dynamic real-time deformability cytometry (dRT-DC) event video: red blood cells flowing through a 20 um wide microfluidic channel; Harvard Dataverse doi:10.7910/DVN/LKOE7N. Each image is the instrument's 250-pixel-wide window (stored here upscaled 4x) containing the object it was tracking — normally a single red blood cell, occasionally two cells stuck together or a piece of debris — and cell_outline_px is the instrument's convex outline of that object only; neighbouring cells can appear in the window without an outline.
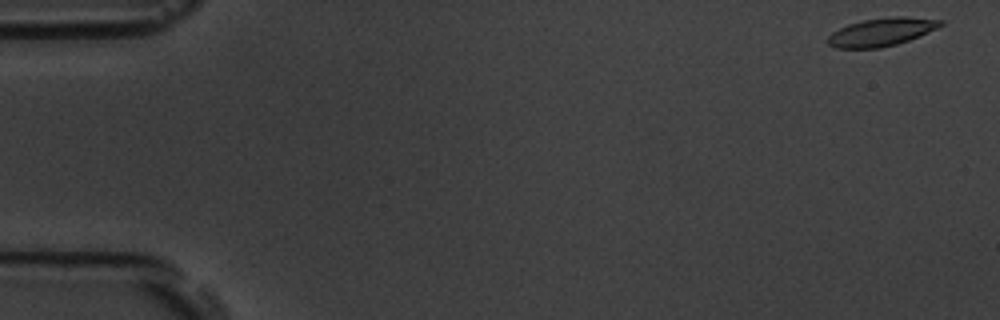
{"species": "common noctule bat (a hibernating species)", "species_latin": "Nyctalus noctula", "temperature_condition": "room temperature", "stored_images_in_passage": 53, "camera_frame_rate_fps": 3000, "um_per_image_px": 0.085, "animal": {"sex": "male", "body_mass_g": 19.5, "forearm_length_mm": 54.6}, "frame": {"image": 1, "passage_image": 1, "time_ms": 0.0, "image_size_px": [1000, 320], "cell_outline_px": [[944, 24], [936, 28], [908, 40], [896, 44], [880, 48], [836, 48], [828, 44], [828, 36], [832, 32], [848, 24], [864, 20], [892, 16], [904, 16], [944, 20]], "centroid_in_image_um": [74.92, 2.71], "position_along_channel_um": 10.1, "area_um2": 18.26}}
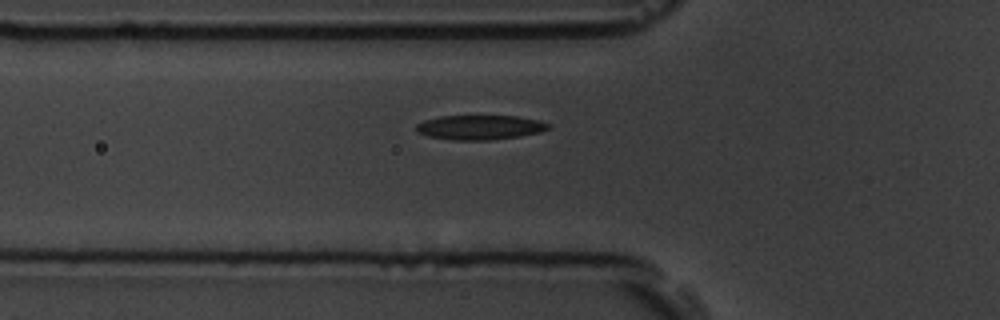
{"frame": {"image": 2, "passage_image": 18, "time_ms": 5.667, "image_size_px": [1000, 320], "cell_outline_px": [[548, 128], [540, 132], [520, 136], [492, 140], [452, 140], [428, 136], [416, 132], [416, 124], [424, 120], [440, 116], [516, 116], [540, 120], [548, 124]], "centroid_in_image_um": [40.75, 10.83], "position_along_channel_um": 85.0, "area_um2": 18.9}}
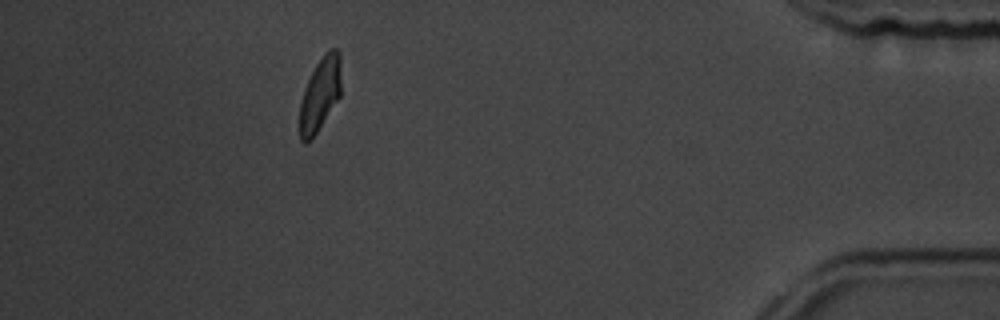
{"frame": {"image": 3, "passage_image": 48, "time_ms": 15.667, "image_size_px": [1000, 320], "cell_outline_px": [[340, 96], [316, 132], [304, 144], [300, 140], [300, 104], [304, 88], [316, 64], [324, 52], [328, 48], [336, 48], [340, 52]], "centroid_in_image_um": [27.21, 7.94], "position_along_channel_um": 408.0, "area_um2": 17.46}, "authors_computed_cell_mechanics": {"area_um2": 18.785, "velocity_mm_per_s": 3.7639, "shape_relaxation_time_tau1_ms": 3.3589, "shape_relaxation_time_tau2_ms": 1.5023, "deformation_change_tau1": 0.1345, "deformation_change_tau2": 0.0722}}